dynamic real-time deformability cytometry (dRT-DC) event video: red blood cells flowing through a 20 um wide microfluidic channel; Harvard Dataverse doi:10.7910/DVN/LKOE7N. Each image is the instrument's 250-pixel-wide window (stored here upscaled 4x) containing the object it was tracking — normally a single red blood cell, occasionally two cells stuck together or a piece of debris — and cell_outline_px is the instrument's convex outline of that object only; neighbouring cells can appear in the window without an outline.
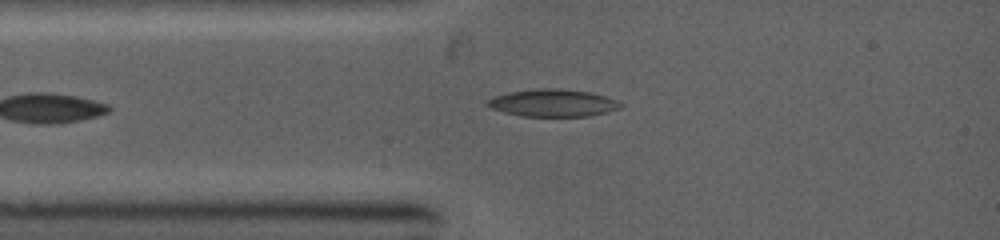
{"species": "common noctule bat (a hibernating species)", "species_latin": "Nyctalus noctula", "temperature_condition": "warm", "stored_images_in_passage": 25, "camera_frame_rate_fps": 5000, "um_per_image_px": 0.085, "animal": {"sex": "female", "body_mass_g": 19.0, "forearm_length_mm": 53.3}, "frame": {"image": 1, "passage_image": 4, "time_ms": 0.4, "image_size_px": [1000, 240], "cell_outline_px": [[624, 104], [620, 108], [588, 116], [520, 116], [504, 112], [492, 108], [484, 104], [484, 100], [492, 96], [508, 92], [536, 88], [556, 88], [588, 92], [604, 96], [616, 100]], "centroid_in_image_um": [46.91, 8.74], "position_along_channel_um": 38.1, "area_um2": 21.27}}
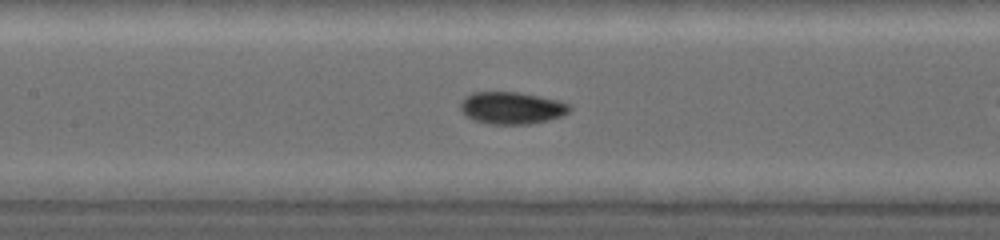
{"frame": {"image": 2, "passage_image": 17, "time_ms": 2.2, "image_size_px": [1000, 240], "cell_outline_px": [[572, 108], [568, 112], [560, 116], [548, 120], [528, 124], [488, 124], [472, 120], [460, 108], [460, 104], [464, 96], [472, 92], [516, 92], [556, 100], [568, 104]], "centroid_in_image_um": [43.45, 9.18], "position_along_channel_um": 164.0, "area_um2": 20.23}}
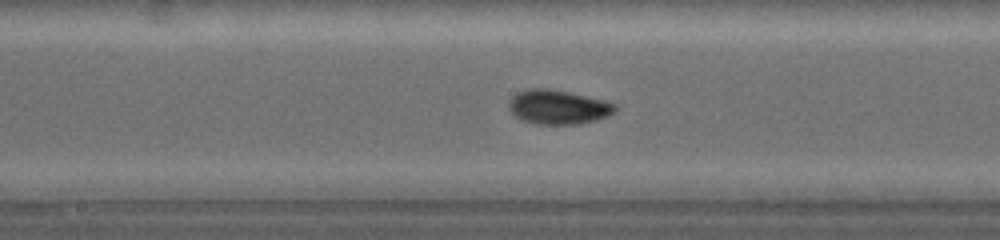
{"frame": {"image": 3, "passage_image": 22, "time_ms": 3.0, "image_size_px": [1000, 240], "cell_outline_px": [[616, 108], [608, 116], [596, 120], [580, 124], [536, 124], [520, 120], [508, 108], [508, 100], [516, 92], [528, 88], [548, 88], [568, 92], [604, 100], [616, 104]], "centroid_in_image_um": [47.39, 9.1], "position_along_channel_um": 200.8, "area_um2": 21.33}}